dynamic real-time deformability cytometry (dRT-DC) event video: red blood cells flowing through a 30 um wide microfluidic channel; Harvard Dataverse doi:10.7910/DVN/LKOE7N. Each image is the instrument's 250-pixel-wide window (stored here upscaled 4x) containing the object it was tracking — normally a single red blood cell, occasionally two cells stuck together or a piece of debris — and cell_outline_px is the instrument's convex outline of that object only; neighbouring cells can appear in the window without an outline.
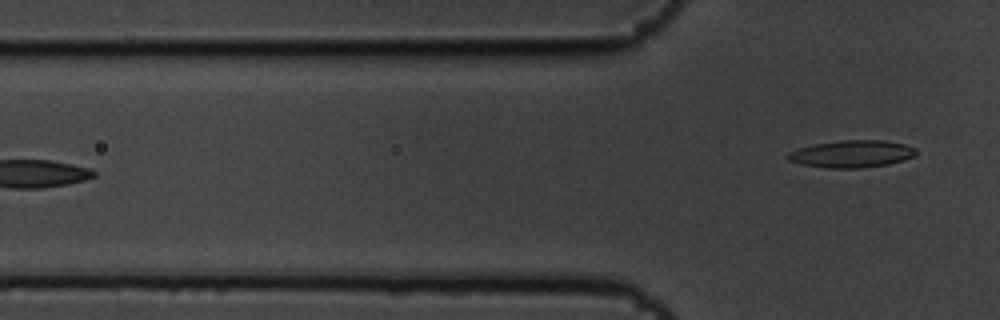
{"species": "common noctule bat (a hibernating species)", "species_latin": "Nyctalus noctula", "temperature_condition": "cold", "stored_images_in_passage": 6, "camera_frame_rate_fps": 3000, "um_per_image_px": 0.085, "animal": {"sex": "male", "body_mass_g": 19.5, "forearm_length_mm": 54.6}, "frame": {"image": 1, "passage_image": 6, "time_ms": 1.667, "image_size_px": [1000, 320], "cell_outline_px": [[916, 152], [912, 156], [904, 160], [888, 164], [860, 168], [828, 168], [800, 164], [788, 160], [784, 156], [788, 152], [800, 148], [816, 144], [840, 140], [884, 140], [904, 144], [916, 148]], "centroid_in_image_um": [72.37, 13.08], "position_along_channel_um": 53.4, "area_um2": 20.29}}